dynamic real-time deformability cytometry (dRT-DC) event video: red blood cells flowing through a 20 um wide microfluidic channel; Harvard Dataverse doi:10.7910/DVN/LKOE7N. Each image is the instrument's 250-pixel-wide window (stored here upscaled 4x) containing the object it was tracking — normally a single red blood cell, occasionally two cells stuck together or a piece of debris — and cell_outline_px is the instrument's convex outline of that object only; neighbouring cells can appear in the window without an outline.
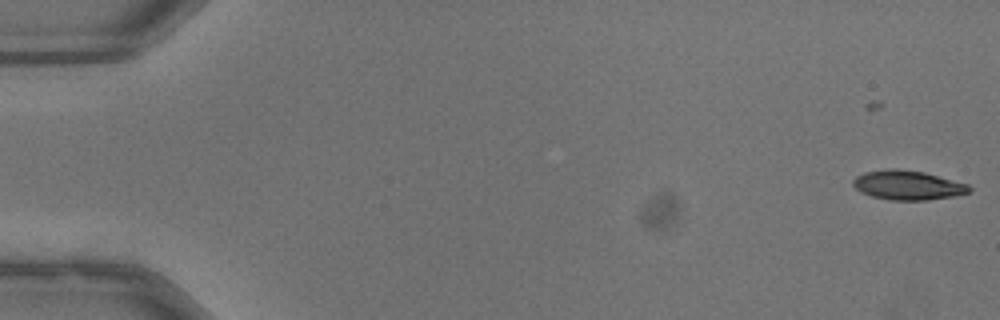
{"species": "common noctule bat (a hibernating species)", "species_latin": "Nyctalus noctula", "temperature_condition": "warm", "stored_images_in_passage": 4, "camera_frame_rate_fps": 3000, "um_per_image_px": 0.085, "animal": {"sex": "male", "body_mass_g": 13.3}, "frame": {"image": 1, "passage_image": 4, "time_ms": 1.0, "image_size_px": [1000, 320], "cell_outline_px": [[972, 188], [968, 192], [952, 196], [924, 200], [892, 200], [872, 196], [856, 188], [852, 184], [852, 180], [856, 176], [864, 172], [892, 168], [896, 168], [924, 172], [968, 184]], "centroid_in_image_um": [77.14, 15.72], "position_along_channel_um": 7.9, "area_um2": 19.59}}